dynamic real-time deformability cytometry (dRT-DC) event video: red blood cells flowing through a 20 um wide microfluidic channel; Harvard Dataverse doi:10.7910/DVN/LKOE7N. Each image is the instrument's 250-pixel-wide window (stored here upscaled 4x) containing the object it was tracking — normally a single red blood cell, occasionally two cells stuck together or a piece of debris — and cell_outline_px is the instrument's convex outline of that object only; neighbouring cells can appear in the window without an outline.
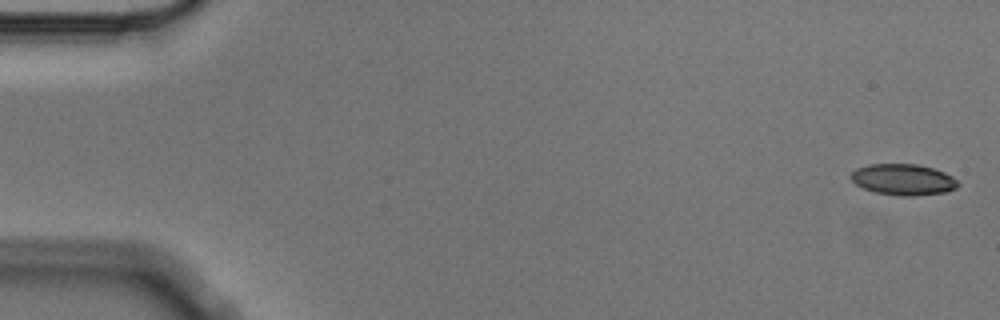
{"species": "Egyptian fruit bat (a non-hibernating species)", "species_latin": "Rousettus aegyptiacus", "temperature_condition": "cold", "stored_images_in_passage": 5, "camera_frame_rate_fps": 3000, "um_per_image_px": 0.085, "animal": {"sex": "male"}, "frame": {"image": 1, "passage_image": 1, "time_ms": 0.0, "image_size_px": [1000, 320], "cell_outline_px": [[960, 184], [956, 188], [944, 192], [912, 196], [900, 196], [876, 192], [864, 188], [856, 184], [848, 176], [856, 168], [868, 164], [916, 164], [932, 168], [944, 172], [952, 176]], "centroid_in_image_um": [76.75, 15.25], "position_along_channel_um": 8.2, "area_um2": 19.36}}